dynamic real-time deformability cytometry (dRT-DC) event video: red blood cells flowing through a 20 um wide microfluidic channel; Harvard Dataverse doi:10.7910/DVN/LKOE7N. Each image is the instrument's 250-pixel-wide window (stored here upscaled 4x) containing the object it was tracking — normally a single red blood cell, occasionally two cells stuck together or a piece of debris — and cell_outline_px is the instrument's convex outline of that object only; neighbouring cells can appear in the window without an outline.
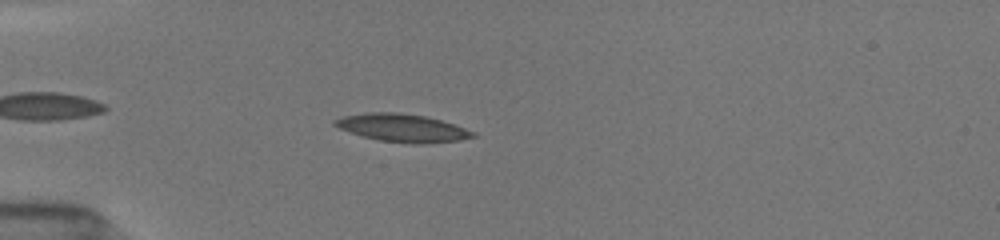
{"species": "common noctule bat (a hibernating species)", "species_latin": "Nyctalus noctula", "temperature_condition": "room temperature", "stored_images_in_passage": 8, "camera_frame_rate_fps": 3000, "um_per_image_px": 0.085, "animal": {"sex": "female", "body_mass_g": 19.5, "forearm_length_mm": 54.1}, "frame": {"image": 1, "passage_image": 2, "time_ms": 0.667, "image_size_px": [1000, 240], "cell_outline_px": [[476, 136], [460, 140], [424, 144], [412, 144], [380, 140], [360, 136], [340, 128], [332, 124], [332, 120], [344, 116], [368, 112], [396, 112], [424, 116], [440, 120], [476, 132]], "centroid_in_image_um": [34.18, 10.88], "position_along_channel_um": 50.8, "area_um2": 22.37}}
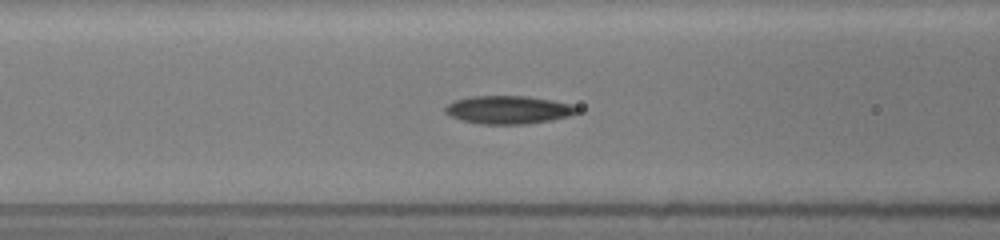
{"frame": {"image": 2, "passage_image": 6, "time_ms": 3.0, "image_size_px": [1000, 240], "cell_outline_px": [[580, 112], [568, 116], [552, 120], [528, 124], [480, 124], [460, 120], [444, 112], [444, 108], [448, 104], [456, 100], [472, 96], [524, 96], [552, 100], [572, 104], [580, 108]], "centroid_in_image_um": [43.24, 9.34], "position_along_channel_um": 123.4, "area_um2": 21.68}}
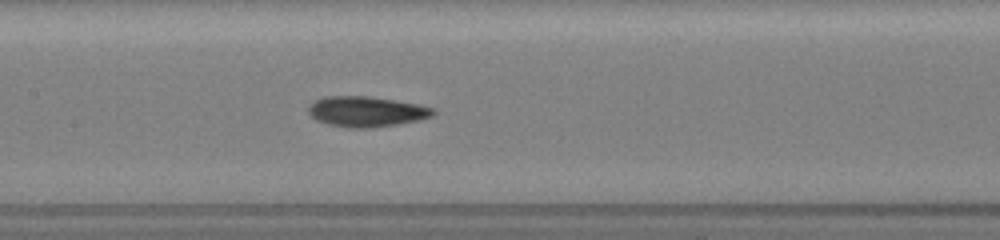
{"frame": {"image": 3, "passage_image": 8, "time_ms": 4.333, "image_size_px": [1000, 240], "cell_outline_px": [[436, 112], [432, 116], [420, 120], [372, 128], [348, 128], [328, 124], [316, 120], [308, 112], [308, 108], [316, 100], [324, 96], [368, 96], [416, 104], [432, 108]], "centroid_in_image_um": [31.12, 9.49], "position_along_channel_um": 176.3, "area_um2": 21.91}}